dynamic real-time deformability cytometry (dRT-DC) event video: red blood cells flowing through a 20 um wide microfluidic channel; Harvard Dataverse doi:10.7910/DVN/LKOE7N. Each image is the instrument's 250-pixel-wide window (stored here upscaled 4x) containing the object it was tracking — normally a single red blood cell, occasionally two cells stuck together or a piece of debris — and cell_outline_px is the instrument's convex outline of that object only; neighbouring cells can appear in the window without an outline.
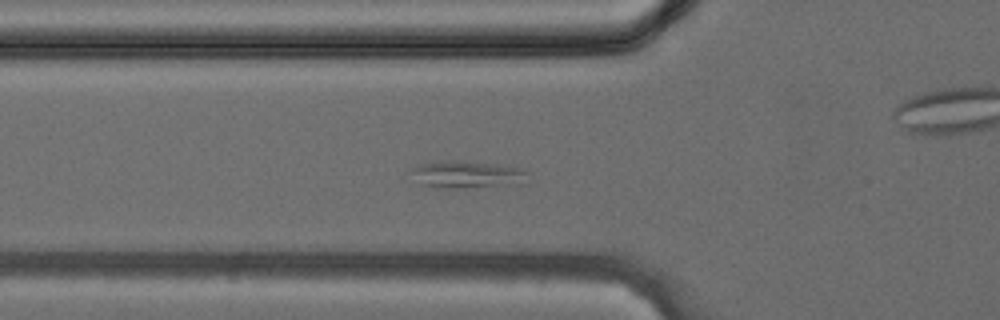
{"species": "common noctule bat (a hibernating species)", "species_latin": "Nyctalus noctula", "temperature_condition": "cold", "stored_images_in_passage": 39, "camera_frame_rate_fps": 3000, "um_per_image_px": 0.085, "animal": {"sex": "female", "body_mass_g": 24.6, "forearm_length_mm": 56.2}, "frame": {"image": 1, "passage_image": 12, "time_ms": 3.667, "image_size_px": [1000, 320], "cell_outline_px": [[528, 184], [436, 188], [420, 184], [408, 172], [412, 168], [424, 164], [452, 160], [496, 164], [520, 168], [528, 172]], "centroid_in_image_um": [39.74, 14.84], "position_along_channel_um": 86.1, "area_um2": 18.38}}
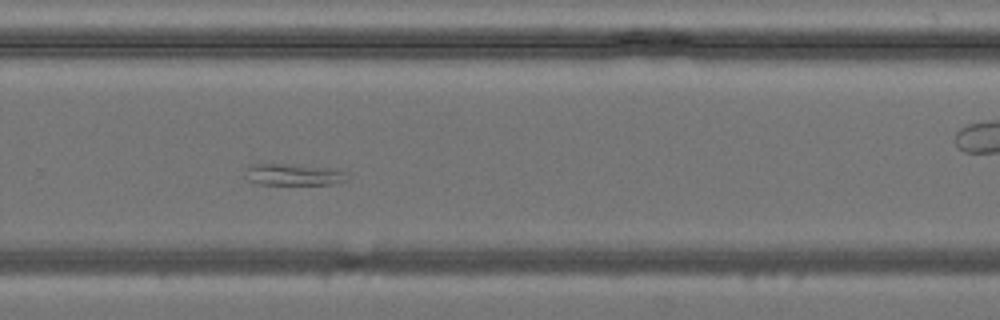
{"frame": {"image": 2, "passage_image": 25, "time_ms": 8.0, "image_size_px": [1000, 320], "cell_outline_px": [[348, 180], [332, 184], [256, 184], [248, 180], [244, 176], [248, 164], [288, 164], [336, 168], [348, 172]], "centroid_in_image_um": [24.97, 14.83], "position_along_channel_um": 304.8, "area_um2": 13.12}}
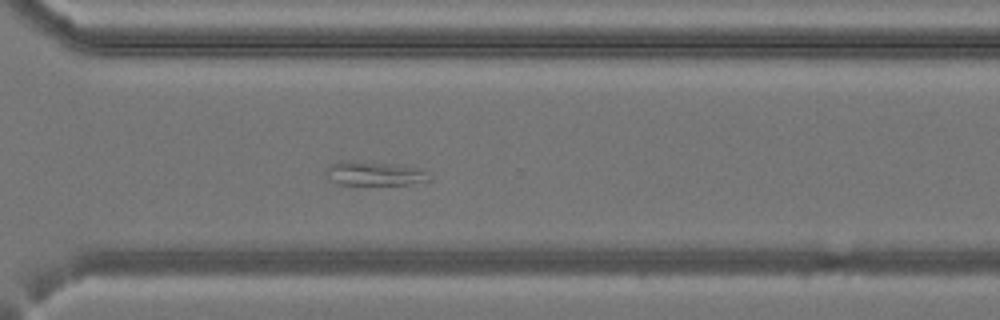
{"frame": {"image": 3, "passage_image": 27, "time_ms": 8.667, "image_size_px": [1000, 320], "cell_outline_px": [[432, 180], [408, 184], [336, 184], [328, 180], [324, 172], [328, 164], [340, 160], [364, 160], [396, 164], [420, 168]], "centroid_in_image_um": [31.71, 14.71], "position_along_channel_um": 338.9, "area_um2": 14.91}}